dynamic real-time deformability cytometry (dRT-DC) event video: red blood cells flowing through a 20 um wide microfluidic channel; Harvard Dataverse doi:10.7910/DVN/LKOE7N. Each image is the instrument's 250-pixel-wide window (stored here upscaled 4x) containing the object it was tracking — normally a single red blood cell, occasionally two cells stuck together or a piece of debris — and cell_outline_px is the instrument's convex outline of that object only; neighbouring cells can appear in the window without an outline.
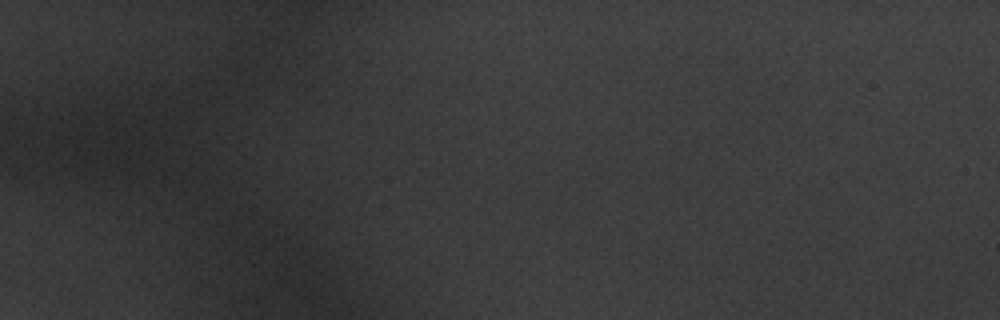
{"species": "common noctule bat (a hibernating species)", "species_latin": "Nyctalus noctula", "temperature_condition": "warm", "stored_images_in_passage": 2, "camera_frame_rate_fps": 3000, "um_per_image_px": 0.085, "animal": {"sex": "male", "body_mass_g": 20.1, "forearm_length_mm": 53.5}, "frame": {"image": 1, "passage_image": 1, "time_ms": 0.0, "image_size_px": [1000, 320], "cell_outline_px": [[148, 148], [144, 160], [136, 176], [108, 172], [92, 160], [92, 156], [96, 132], [124, 128], [140, 132]], "centroid_in_image_um": [10.18, 12.84], "position_along_channel_um": 74.8, "area_um2": 14.97}}